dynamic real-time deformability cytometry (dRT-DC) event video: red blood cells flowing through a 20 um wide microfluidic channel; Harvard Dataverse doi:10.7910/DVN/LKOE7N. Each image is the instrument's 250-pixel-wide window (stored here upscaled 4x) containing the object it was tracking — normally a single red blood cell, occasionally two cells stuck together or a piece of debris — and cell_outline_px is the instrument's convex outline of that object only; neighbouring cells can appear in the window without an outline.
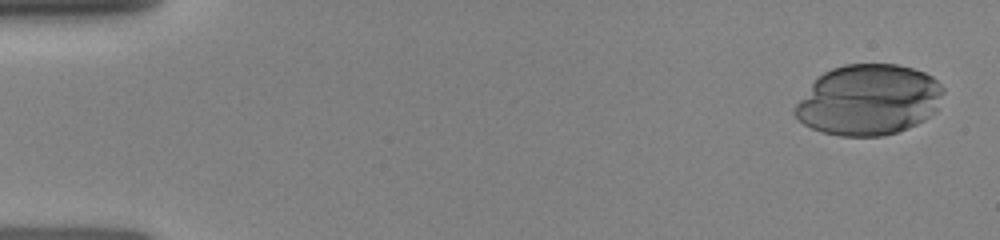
{"species": "human", "species_latin": "Homo sapiens", "temperature_condition": "room temperature", "stored_images_in_passage": 4, "camera_frame_rate_fps": 3000, "um_per_image_px": 0.085, "donor": {"sex": "female"}, "frame": {"image": 1, "passage_image": 1, "time_ms": 0.0, "image_size_px": [1000, 240], "cell_outline_px": [[944, 92], [936, 108], [924, 120], [908, 128], [884, 136], [840, 136], [820, 132], [804, 124], [792, 112], [792, 108], [812, 84], [824, 72], [832, 68], [844, 64], [896, 64], [912, 68], [924, 72], [932, 76], [944, 88]], "centroid_in_image_um": [73.82, 8.49], "position_along_channel_um": 11.2, "area_um2": 60.98}}